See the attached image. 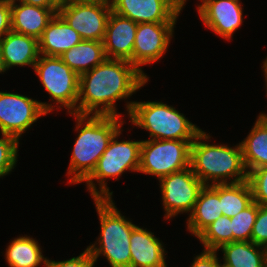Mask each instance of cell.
Here are the masks:
<instances>
[{"instance_id":"cell-36","label":"cell","mask_w":267,"mask_h":267,"mask_svg":"<svg viewBox=\"0 0 267 267\" xmlns=\"http://www.w3.org/2000/svg\"><path fill=\"white\" fill-rule=\"evenodd\" d=\"M6 72V68L3 62V56H2V49H1V43H0V73Z\"/></svg>"},{"instance_id":"cell-12","label":"cell","mask_w":267,"mask_h":267,"mask_svg":"<svg viewBox=\"0 0 267 267\" xmlns=\"http://www.w3.org/2000/svg\"><path fill=\"white\" fill-rule=\"evenodd\" d=\"M176 23H139L133 47V65L144 73L141 66L155 63L164 57L173 38Z\"/></svg>"},{"instance_id":"cell-20","label":"cell","mask_w":267,"mask_h":267,"mask_svg":"<svg viewBox=\"0 0 267 267\" xmlns=\"http://www.w3.org/2000/svg\"><path fill=\"white\" fill-rule=\"evenodd\" d=\"M188 215L187 229L194 237H198L211 223L222 216L220 184L204 186L193 211Z\"/></svg>"},{"instance_id":"cell-6","label":"cell","mask_w":267,"mask_h":267,"mask_svg":"<svg viewBox=\"0 0 267 267\" xmlns=\"http://www.w3.org/2000/svg\"><path fill=\"white\" fill-rule=\"evenodd\" d=\"M123 130L117 132L108 144L107 149L99 158L93 172L83 181L86 182L88 191L94 199H112L113 192L109 191L106 179H116L125 171L137 172L140 166L142 140H122L118 137ZM96 180L100 190L97 189Z\"/></svg>"},{"instance_id":"cell-13","label":"cell","mask_w":267,"mask_h":267,"mask_svg":"<svg viewBox=\"0 0 267 267\" xmlns=\"http://www.w3.org/2000/svg\"><path fill=\"white\" fill-rule=\"evenodd\" d=\"M197 11L203 24L227 41L243 23L240 0H203Z\"/></svg>"},{"instance_id":"cell-26","label":"cell","mask_w":267,"mask_h":267,"mask_svg":"<svg viewBox=\"0 0 267 267\" xmlns=\"http://www.w3.org/2000/svg\"><path fill=\"white\" fill-rule=\"evenodd\" d=\"M197 238L204 246V250L216 251L223 244L233 242L231 218L220 216Z\"/></svg>"},{"instance_id":"cell-14","label":"cell","mask_w":267,"mask_h":267,"mask_svg":"<svg viewBox=\"0 0 267 267\" xmlns=\"http://www.w3.org/2000/svg\"><path fill=\"white\" fill-rule=\"evenodd\" d=\"M111 10L139 23H176L181 11L172 0H113Z\"/></svg>"},{"instance_id":"cell-24","label":"cell","mask_w":267,"mask_h":267,"mask_svg":"<svg viewBox=\"0 0 267 267\" xmlns=\"http://www.w3.org/2000/svg\"><path fill=\"white\" fill-rule=\"evenodd\" d=\"M42 252L36 238L22 235L9 242L4 259L9 267H46L47 257Z\"/></svg>"},{"instance_id":"cell-34","label":"cell","mask_w":267,"mask_h":267,"mask_svg":"<svg viewBox=\"0 0 267 267\" xmlns=\"http://www.w3.org/2000/svg\"><path fill=\"white\" fill-rule=\"evenodd\" d=\"M28 5L39 6L49 9H59V6L53 0H17Z\"/></svg>"},{"instance_id":"cell-38","label":"cell","mask_w":267,"mask_h":267,"mask_svg":"<svg viewBox=\"0 0 267 267\" xmlns=\"http://www.w3.org/2000/svg\"><path fill=\"white\" fill-rule=\"evenodd\" d=\"M59 7L68 4L72 0H53Z\"/></svg>"},{"instance_id":"cell-35","label":"cell","mask_w":267,"mask_h":267,"mask_svg":"<svg viewBox=\"0 0 267 267\" xmlns=\"http://www.w3.org/2000/svg\"><path fill=\"white\" fill-rule=\"evenodd\" d=\"M174 5L180 10L182 11V9H184L183 7L185 6V3L187 0H172ZM203 0H201L200 2H202Z\"/></svg>"},{"instance_id":"cell-2","label":"cell","mask_w":267,"mask_h":267,"mask_svg":"<svg viewBox=\"0 0 267 267\" xmlns=\"http://www.w3.org/2000/svg\"><path fill=\"white\" fill-rule=\"evenodd\" d=\"M75 131L78 136L74 142L67 175L69 184L82 183L95 169L99 158L105 152L113 136L119 132L124 121L120 116L77 115Z\"/></svg>"},{"instance_id":"cell-16","label":"cell","mask_w":267,"mask_h":267,"mask_svg":"<svg viewBox=\"0 0 267 267\" xmlns=\"http://www.w3.org/2000/svg\"><path fill=\"white\" fill-rule=\"evenodd\" d=\"M163 246L153 232L136 226L130 237V267H167Z\"/></svg>"},{"instance_id":"cell-37","label":"cell","mask_w":267,"mask_h":267,"mask_svg":"<svg viewBox=\"0 0 267 267\" xmlns=\"http://www.w3.org/2000/svg\"><path fill=\"white\" fill-rule=\"evenodd\" d=\"M263 72H264V77H265V86H266V89H267V57H266V59L264 60V62H263ZM266 95H267V90H266Z\"/></svg>"},{"instance_id":"cell-15","label":"cell","mask_w":267,"mask_h":267,"mask_svg":"<svg viewBox=\"0 0 267 267\" xmlns=\"http://www.w3.org/2000/svg\"><path fill=\"white\" fill-rule=\"evenodd\" d=\"M136 30V22L111 11L103 40L106 57L133 64Z\"/></svg>"},{"instance_id":"cell-5","label":"cell","mask_w":267,"mask_h":267,"mask_svg":"<svg viewBox=\"0 0 267 267\" xmlns=\"http://www.w3.org/2000/svg\"><path fill=\"white\" fill-rule=\"evenodd\" d=\"M126 109L134 126L149 131V139L194 141L202 131L183 113L162 101H127Z\"/></svg>"},{"instance_id":"cell-30","label":"cell","mask_w":267,"mask_h":267,"mask_svg":"<svg viewBox=\"0 0 267 267\" xmlns=\"http://www.w3.org/2000/svg\"><path fill=\"white\" fill-rule=\"evenodd\" d=\"M251 242L267 248V206L258 204V212L251 234Z\"/></svg>"},{"instance_id":"cell-22","label":"cell","mask_w":267,"mask_h":267,"mask_svg":"<svg viewBox=\"0 0 267 267\" xmlns=\"http://www.w3.org/2000/svg\"><path fill=\"white\" fill-rule=\"evenodd\" d=\"M226 267H267V248L251 241H234L220 246Z\"/></svg>"},{"instance_id":"cell-29","label":"cell","mask_w":267,"mask_h":267,"mask_svg":"<svg viewBox=\"0 0 267 267\" xmlns=\"http://www.w3.org/2000/svg\"><path fill=\"white\" fill-rule=\"evenodd\" d=\"M248 182L252 190L253 201L267 206V166L249 171Z\"/></svg>"},{"instance_id":"cell-21","label":"cell","mask_w":267,"mask_h":267,"mask_svg":"<svg viewBox=\"0 0 267 267\" xmlns=\"http://www.w3.org/2000/svg\"><path fill=\"white\" fill-rule=\"evenodd\" d=\"M240 145L247 172L267 166V114H259L253 128Z\"/></svg>"},{"instance_id":"cell-23","label":"cell","mask_w":267,"mask_h":267,"mask_svg":"<svg viewBox=\"0 0 267 267\" xmlns=\"http://www.w3.org/2000/svg\"><path fill=\"white\" fill-rule=\"evenodd\" d=\"M59 57L79 76L107 58L103 42L95 40H82Z\"/></svg>"},{"instance_id":"cell-18","label":"cell","mask_w":267,"mask_h":267,"mask_svg":"<svg viewBox=\"0 0 267 267\" xmlns=\"http://www.w3.org/2000/svg\"><path fill=\"white\" fill-rule=\"evenodd\" d=\"M6 71L14 66L34 67L39 53L38 39L10 30L0 39Z\"/></svg>"},{"instance_id":"cell-8","label":"cell","mask_w":267,"mask_h":267,"mask_svg":"<svg viewBox=\"0 0 267 267\" xmlns=\"http://www.w3.org/2000/svg\"><path fill=\"white\" fill-rule=\"evenodd\" d=\"M193 141L142 140L139 173L160 178L190 167Z\"/></svg>"},{"instance_id":"cell-3","label":"cell","mask_w":267,"mask_h":267,"mask_svg":"<svg viewBox=\"0 0 267 267\" xmlns=\"http://www.w3.org/2000/svg\"><path fill=\"white\" fill-rule=\"evenodd\" d=\"M210 138V134L201 131L191 143L190 167L197 178L205 186L248 180L240 142L232 148L225 144H210Z\"/></svg>"},{"instance_id":"cell-9","label":"cell","mask_w":267,"mask_h":267,"mask_svg":"<svg viewBox=\"0 0 267 267\" xmlns=\"http://www.w3.org/2000/svg\"><path fill=\"white\" fill-rule=\"evenodd\" d=\"M54 106L18 93L0 91V134L20 140L21 135L39 118L51 113Z\"/></svg>"},{"instance_id":"cell-4","label":"cell","mask_w":267,"mask_h":267,"mask_svg":"<svg viewBox=\"0 0 267 267\" xmlns=\"http://www.w3.org/2000/svg\"><path fill=\"white\" fill-rule=\"evenodd\" d=\"M94 202L101 233L86 249L95 264L103 255L111 267H130V237L137 225L122 216L112 199H94Z\"/></svg>"},{"instance_id":"cell-10","label":"cell","mask_w":267,"mask_h":267,"mask_svg":"<svg viewBox=\"0 0 267 267\" xmlns=\"http://www.w3.org/2000/svg\"><path fill=\"white\" fill-rule=\"evenodd\" d=\"M159 183L166 220L172 219L179 213L191 214L200 191L205 186L191 167L164 176L159 179Z\"/></svg>"},{"instance_id":"cell-19","label":"cell","mask_w":267,"mask_h":267,"mask_svg":"<svg viewBox=\"0 0 267 267\" xmlns=\"http://www.w3.org/2000/svg\"><path fill=\"white\" fill-rule=\"evenodd\" d=\"M83 39L57 13L38 39L39 53L44 56H60Z\"/></svg>"},{"instance_id":"cell-25","label":"cell","mask_w":267,"mask_h":267,"mask_svg":"<svg viewBox=\"0 0 267 267\" xmlns=\"http://www.w3.org/2000/svg\"><path fill=\"white\" fill-rule=\"evenodd\" d=\"M252 202V190L248 180L220 184V206L223 216L234 217Z\"/></svg>"},{"instance_id":"cell-28","label":"cell","mask_w":267,"mask_h":267,"mask_svg":"<svg viewBox=\"0 0 267 267\" xmlns=\"http://www.w3.org/2000/svg\"><path fill=\"white\" fill-rule=\"evenodd\" d=\"M19 140L11 135L2 134L0 138V178L11 173L16 167Z\"/></svg>"},{"instance_id":"cell-17","label":"cell","mask_w":267,"mask_h":267,"mask_svg":"<svg viewBox=\"0 0 267 267\" xmlns=\"http://www.w3.org/2000/svg\"><path fill=\"white\" fill-rule=\"evenodd\" d=\"M10 0L11 30L39 39L58 9L28 5L21 1Z\"/></svg>"},{"instance_id":"cell-27","label":"cell","mask_w":267,"mask_h":267,"mask_svg":"<svg viewBox=\"0 0 267 267\" xmlns=\"http://www.w3.org/2000/svg\"><path fill=\"white\" fill-rule=\"evenodd\" d=\"M258 204L252 202L236 216L231 217V227L234 241H251L253 226L256 221Z\"/></svg>"},{"instance_id":"cell-32","label":"cell","mask_w":267,"mask_h":267,"mask_svg":"<svg viewBox=\"0 0 267 267\" xmlns=\"http://www.w3.org/2000/svg\"><path fill=\"white\" fill-rule=\"evenodd\" d=\"M220 264L217 251L203 249L201 254L193 259L190 267H219Z\"/></svg>"},{"instance_id":"cell-33","label":"cell","mask_w":267,"mask_h":267,"mask_svg":"<svg viewBox=\"0 0 267 267\" xmlns=\"http://www.w3.org/2000/svg\"><path fill=\"white\" fill-rule=\"evenodd\" d=\"M11 30L10 0H0V39Z\"/></svg>"},{"instance_id":"cell-31","label":"cell","mask_w":267,"mask_h":267,"mask_svg":"<svg viewBox=\"0 0 267 267\" xmlns=\"http://www.w3.org/2000/svg\"><path fill=\"white\" fill-rule=\"evenodd\" d=\"M95 262L87 249L77 257L55 261L47 259L46 267H94Z\"/></svg>"},{"instance_id":"cell-1","label":"cell","mask_w":267,"mask_h":267,"mask_svg":"<svg viewBox=\"0 0 267 267\" xmlns=\"http://www.w3.org/2000/svg\"><path fill=\"white\" fill-rule=\"evenodd\" d=\"M149 81L146 73L126 60L106 58L101 64L79 76L77 115H112L116 101L127 100Z\"/></svg>"},{"instance_id":"cell-7","label":"cell","mask_w":267,"mask_h":267,"mask_svg":"<svg viewBox=\"0 0 267 267\" xmlns=\"http://www.w3.org/2000/svg\"><path fill=\"white\" fill-rule=\"evenodd\" d=\"M33 69L57 110L63 107L69 114H76L79 75L58 56L40 54Z\"/></svg>"},{"instance_id":"cell-11","label":"cell","mask_w":267,"mask_h":267,"mask_svg":"<svg viewBox=\"0 0 267 267\" xmlns=\"http://www.w3.org/2000/svg\"><path fill=\"white\" fill-rule=\"evenodd\" d=\"M111 5L102 2L72 0L58 9V14L83 40L103 42Z\"/></svg>"},{"instance_id":"cell-39","label":"cell","mask_w":267,"mask_h":267,"mask_svg":"<svg viewBox=\"0 0 267 267\" xmlns=\"http://www.w3.org/2000/svg\"><path fill=\"white\" fill-rule=\"evenodd\" d=\"M81 1H92V2H102L111 5L113 0H81Z\"/></svg>"}]
</instances>
